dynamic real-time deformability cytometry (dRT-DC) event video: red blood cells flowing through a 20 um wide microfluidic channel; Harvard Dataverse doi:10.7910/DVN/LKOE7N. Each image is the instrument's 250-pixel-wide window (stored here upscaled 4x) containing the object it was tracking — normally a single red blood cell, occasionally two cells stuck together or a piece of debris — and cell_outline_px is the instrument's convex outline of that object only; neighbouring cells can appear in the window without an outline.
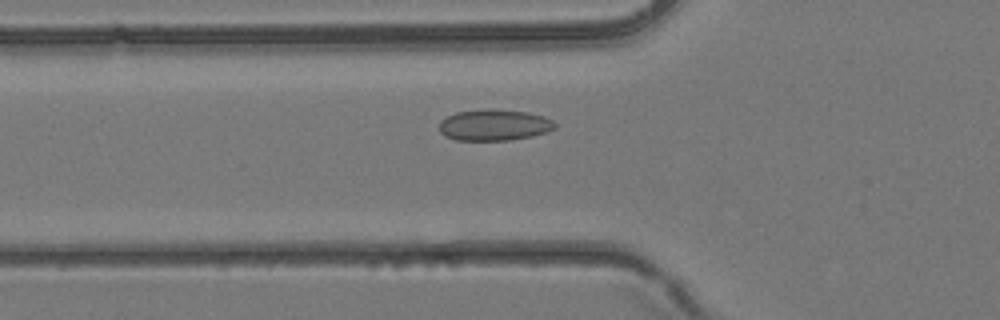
{"species": "common noctule bat (a hibernating species)", "species_latin": "Nyctalus noctula", "temperature_condition": "room temperature", "stored_images_in_passage": 34, "camera_frame_rate_fps": 3000, "um_per_image_px": 0.085, "animal": {"sex": "female", "body_mass_g": 24.6, "forearm_length_mm": 56.2}, "frame": {"image": 1, "passage_image": 8, "time_ms": 2.333, "image_size_px": [1000, 320], "cell_outline_px": [[556, 128], [548, 132], [532, 136], [512, 140], [456, 140], [444, 136], [440, 132], [440, 120], [456, 112], [528, 112], [544, 116], [552, 120], [556, 124]], "centroid_in_image_um": [42.04, 10.69], "position_along_channel_um": 83.8, "area_um2": 20.23}}
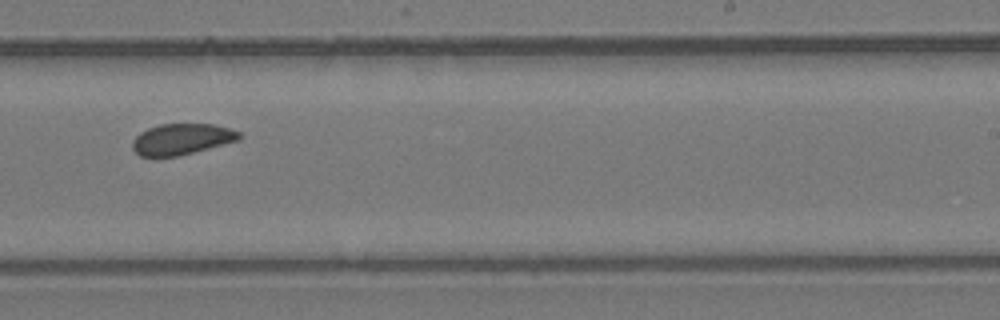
{"frame": {"image": 2, "passage_image": 19, "time_ms": 6.0, "image_size_px": [1000, 320], "cell_outline_px": [[244, 136], [240, 140], [180, 156], [140, 156], [132, 148], [132, 140], [140, 132], [148, 128], [160, 124], [216, 124], [232, 128], [240, 132]], "centroid_in_image_um": [15.5, 11.82], "position_along_channel_um": 273.5, "area_um2": 19.59}}
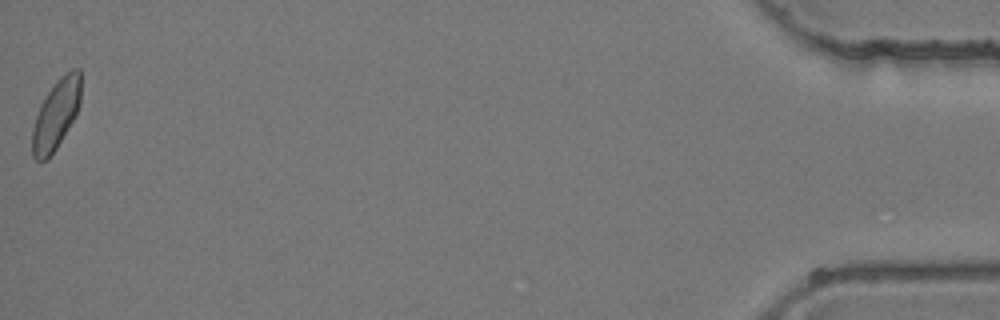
{"frame": {"image": 3, "passage_image": 34, "time_ms": 11.0, "image_size_px": [1000, 320], "cell_outline_px": [[80, 104], [72, 120], [56, 148], [44, 160], [36, 160], [32, 156], [32, 128], [40, 104], [56, 80], [60, 76], [72, 68], [80, 68]], "centroid_in_image_um": [4.75, 9.68], "position_along_channel_um": 430.4, "area_um2": 19.36}}